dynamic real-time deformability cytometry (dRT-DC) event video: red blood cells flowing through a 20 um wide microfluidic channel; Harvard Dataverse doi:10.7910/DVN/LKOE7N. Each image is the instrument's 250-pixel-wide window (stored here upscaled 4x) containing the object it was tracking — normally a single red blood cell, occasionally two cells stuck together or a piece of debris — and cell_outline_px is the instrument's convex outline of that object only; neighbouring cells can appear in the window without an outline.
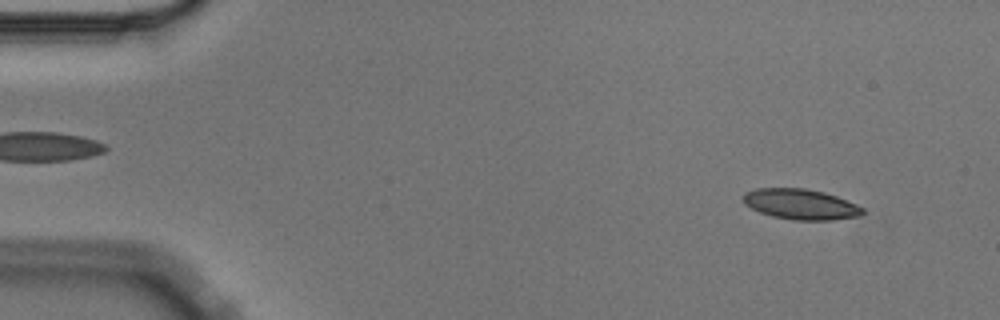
{"species": "Egyptian fruit bat (a non-hibernating species)", "species_latin": "Rousettus aegyptiacus", "temperature_condition": "cold", "stored_images_in_passage": 4, "camera_frame_rate_fps": 3000, "um_per_image_px": 0.085, "animal": {"sex": "male"}, "frame": {"image": 1, "passage_image": 1, "time_ms": 0.0, "image_size_px": [1000, 320], "cell_outline_px": [[864, 212], [860, 216], [832, 220], [792, 220], [772, 216], [760, 212], [744, 204], [744, 192], [756, 188], [804, 188], [824, 192], [836, 196], [856, 204], [864, 208]], "centroid_in_image_um": [68.06, 17.36], "position_along_channel_um": 16.9, "area_um2": 21.21}}
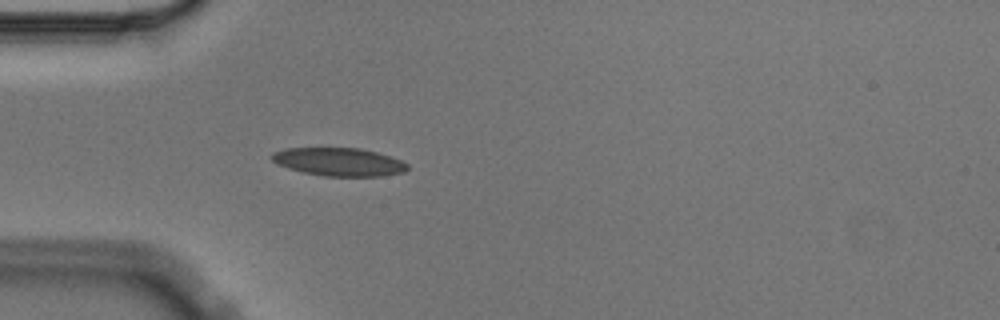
{"frame": {"image": 2, "passage_image": 4, "time_ms": 1.0, "image_size_px": [1000, 320], "cell_outline_px": [[408, 168], [404, 172], [380, 176], [324, 176], [304, 172], [288, 168], [276, 164], [268, 156], [272, 152], [284, 148], [360, 148], [376, 152], [400, 160], [408, 164]], "centroid_in_image_um": [28.75, 13.75], "position_along_channel_um": 56.2, "area_um2": 22.25}}